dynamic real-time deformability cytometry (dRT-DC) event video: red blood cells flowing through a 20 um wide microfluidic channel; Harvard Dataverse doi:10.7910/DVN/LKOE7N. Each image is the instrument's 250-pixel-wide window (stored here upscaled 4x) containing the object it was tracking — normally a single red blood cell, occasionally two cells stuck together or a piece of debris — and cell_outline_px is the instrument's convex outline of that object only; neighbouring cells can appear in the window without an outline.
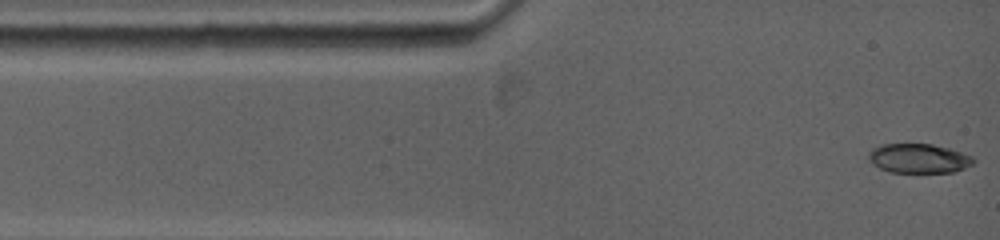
{"species": "common noctule bat (a hibernating species)", "species_latin": "Nyctalus noctula", "temperature_condition": "warm", "stored_images_in_passage": 46, "camera_frame_rate_fps": 5000, "um_per_image_px": 0.085, "animal": {"sex": "female", "body_mass_g": 19.0, "forearm_length_mm": 53.3}, "frame": {"image": 1, "passage_image": 1, "time_ms": 0.0, "image_size_px": [1000, 240], "cell_outline_px": [[976, 160], [972, 164], [964, 168], [952, 172], [892, 172], [880, 168], [872, 164], [868, 160], [868, 152], [872, 148], [880, 144], [932, 144], [948, 148], [972, 156]], "centroid_in_image_um": [78.05, 13.46], "position_along_channel_um": 6.9, "area_um2": 17.92}}
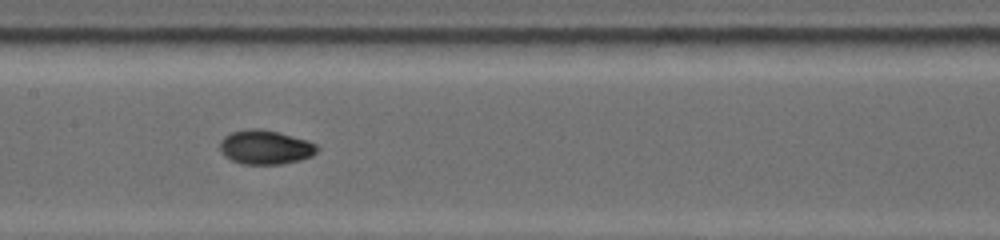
{"frame": {"image": 2, "passage_image": 17, "time_ms": 5.8, "image_size_px": [1000, 240], "cell_outline_px": [[320, 148], [312, 156], [300, 160], [280, 164], [240, 164], [224, 156], [220, 152], [220, 140], [224, 136], [232, 132], [248, 128], [260, 128], [280, 132], [308, 140], [316, 144]], "centroid_in_image_um": [22.55, 12.5], "position_along_channel_um": 184.8, "area_um2": 19.65}}
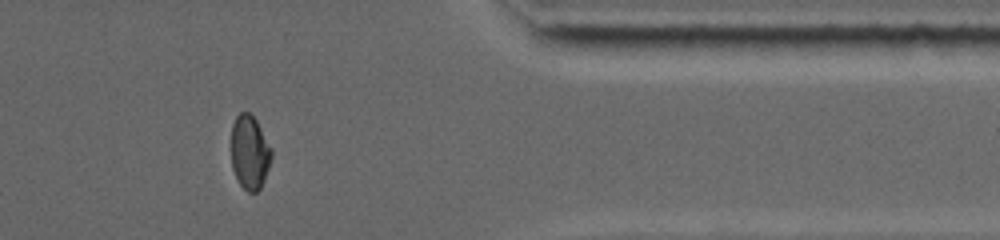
{"frame": {"image": 3, "passage_image": 33, "time_ms": 11.6, "image_size_px": [1000, 240], "cell_outline_px": [[272, 156], [264, 180], [260, 188], [256, 192], [248, 192], [240, 184], [232, 168], [232, 124], [236, 116], [240, 112], [248, 112], [256, 120], [272, 148]], "centroid_in_image_um": [21.23, 12.94], "position_along_channel_um": 390.2, "area_um2": 17.22}, "authors_computed_cell_mechanics": {"area_um2": 18.785, "velocity_mm_per_s": 3.87, "shape_relaxation_time_tau1_ms": 9.6668, "shape_relaxation_time_tau2_ms": 1.3573, "deformation_change_tau1": 0.2508, "deformation_change_tau2": 0.0273}}